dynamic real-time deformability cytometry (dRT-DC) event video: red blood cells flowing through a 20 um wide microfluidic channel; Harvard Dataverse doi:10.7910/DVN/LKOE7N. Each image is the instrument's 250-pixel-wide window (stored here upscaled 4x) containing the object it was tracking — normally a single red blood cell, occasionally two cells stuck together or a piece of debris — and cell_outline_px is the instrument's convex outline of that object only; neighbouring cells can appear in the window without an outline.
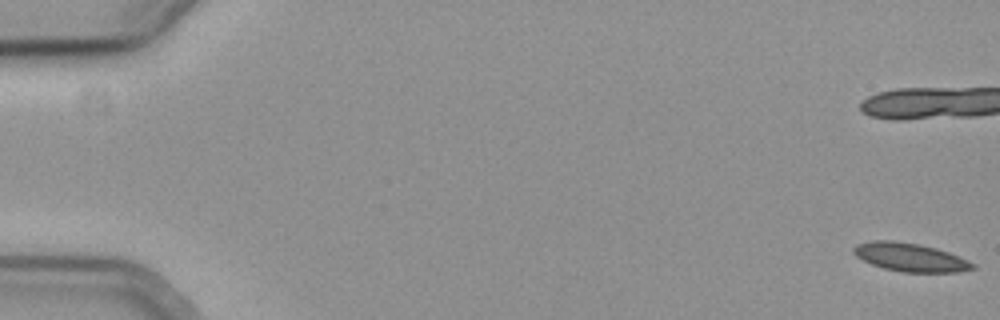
{"species": "common noctule bat (a hibernating species)", "species_latin": "Nyctalus noctula", "temperature_condition": "cold", "stored_images_in_passage": 25, "camera_frame_rate_fps": 3000, "um_per_image_px": 0.085, "animal": {"sex": "female", "body_mass_g": 19.3, "forearm_length_mm": 54.1}, "frame": {"image": 1, "passage_image": 1, "time_ms": 0.0, "image_size_px": [1000, 320], "cell_outline_px": [[976, 268], [960, 272], [904, 272], [884, 268], [872, 264], [856, 256], [852, 252], [852, 248], [856, 244], [872, 240], [892, 240], [920, 244], [936, 248], [948, 252], [976, 264]], "centroid_in_image_um": [77.36, 21.86], "position_along_channel_um": 7.6, "area_um2": 19.71}}